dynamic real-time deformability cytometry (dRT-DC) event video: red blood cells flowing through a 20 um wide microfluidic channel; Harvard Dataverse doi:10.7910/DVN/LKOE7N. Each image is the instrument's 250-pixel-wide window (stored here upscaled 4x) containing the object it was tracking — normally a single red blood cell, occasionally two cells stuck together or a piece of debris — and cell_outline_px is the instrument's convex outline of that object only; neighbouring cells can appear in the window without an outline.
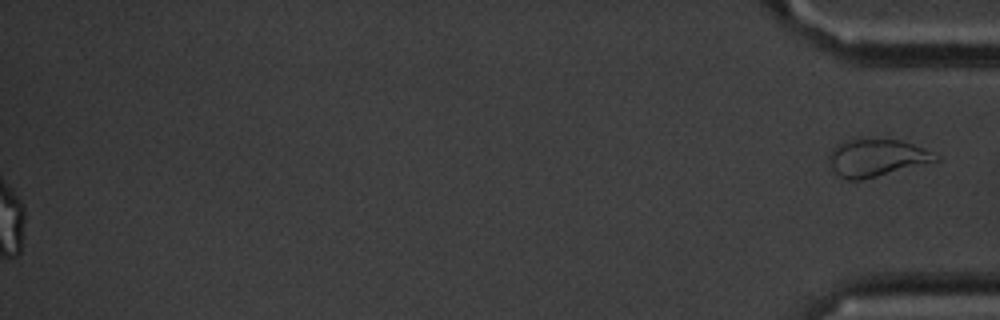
{"species": "common noctule bat (a hibernating species)", "species_latin": "Nyctalus noctula", "temperature_condition": "cold", "stored_images_in_passage": 52, "segment_of_instrument_passage": [2, 2], "camera_frame_rate_fps": 3000, "um_per_image_px": 0.085, "animal": {"sex": "male", "body_mass_g": 20.1, "forearm_length_mm": 53.5}, "frame": {"image": 1, "passage_image": 52, "time_ms": 17.0, "image_size_px": [1000, 320], "cell_outline_px": [[940, 160], [860, 180], [848, 180], [840, 176], [832, 168], [828, 160], [828, 156], [832, 148], [836, 144], [844, 140], [864, 136], [900, 140], [912, 144], [940, 156]], "centroid_in_image_um": [74.45, 13.36], "position_along_channel_um": 360.8, "area_um2": 23.52}}